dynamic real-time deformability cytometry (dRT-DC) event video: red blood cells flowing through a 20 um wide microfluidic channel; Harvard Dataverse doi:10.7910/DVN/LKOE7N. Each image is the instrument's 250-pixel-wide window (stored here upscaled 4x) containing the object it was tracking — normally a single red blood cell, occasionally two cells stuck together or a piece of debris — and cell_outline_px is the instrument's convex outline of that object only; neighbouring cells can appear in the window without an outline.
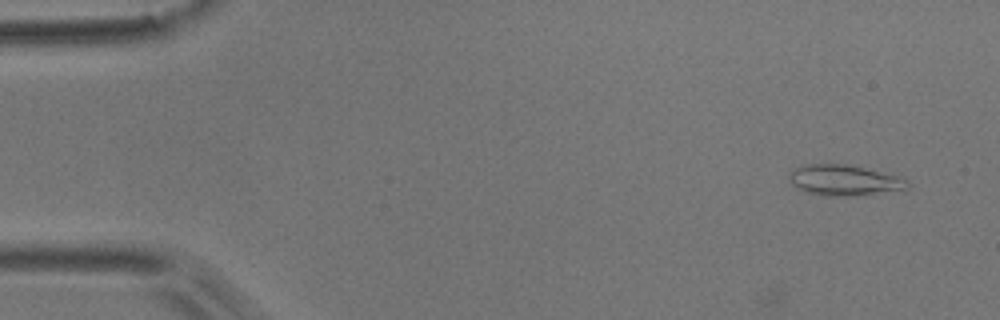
{"species": "common noctule bat (a hibernating species)", "species_latin": "Nyctalus noctula", "temperature_condition": "room temperature", "stored_images_in_passage": 2, "camera_frame_rate_fps": 3000, "um_per_image_px": 0.085, "animal": {"sex": "male", "body_mass_g": 17.9}, "frame": {"image": 1, "passage_image": 2, "time_ms": 0.333, "image_size_px": [1000, 320], "cell_outline_px": [[912, 184], [904, 192], [864, 196], [824, 196], [808, 192], [792, 184], [788, 176], [792, 168], [804, 164], [852, 164], [904, 176]], "centroid_in_image_um": [71.95, 15.33], "position_along_channel_um": 13.1, "area_um2": 22.43}}